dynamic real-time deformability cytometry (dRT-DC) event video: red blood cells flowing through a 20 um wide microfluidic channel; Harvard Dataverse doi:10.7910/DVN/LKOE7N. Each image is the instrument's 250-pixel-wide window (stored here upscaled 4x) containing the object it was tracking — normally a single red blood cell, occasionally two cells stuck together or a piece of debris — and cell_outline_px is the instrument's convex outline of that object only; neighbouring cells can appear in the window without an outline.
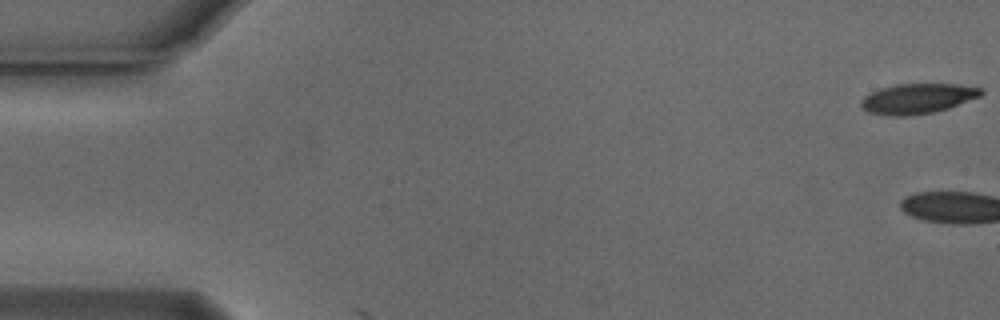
{"species": "Egyptian fruit bat (a non-hibernating species)", "species_latin": "Rousettus aegyptiacus", "temperature_condition": "cold", "stored_images_in_passage": 3, "camera_frame_rate_fps": 3000, "um_per_image_px": 0.085, "animal": {"sex": "male"}, "frame": {"image": 1, "passage_image": 1, "time_ms": 0.0, "image_size_px": [1000, 320], "cell_outline_px": [[984, 92], [980, 96], [948, 108], [932, 112], [904, 116], [892, 116], [868, 112], [860, 108], [860, 100], [864, 96], [880, 88], [896, 84], [956, 84], [984, 88]], "centroid_in_image_um": [77.97, 8.37], "position_along_channel_um": 7.0, "area_um2": 21.04}}